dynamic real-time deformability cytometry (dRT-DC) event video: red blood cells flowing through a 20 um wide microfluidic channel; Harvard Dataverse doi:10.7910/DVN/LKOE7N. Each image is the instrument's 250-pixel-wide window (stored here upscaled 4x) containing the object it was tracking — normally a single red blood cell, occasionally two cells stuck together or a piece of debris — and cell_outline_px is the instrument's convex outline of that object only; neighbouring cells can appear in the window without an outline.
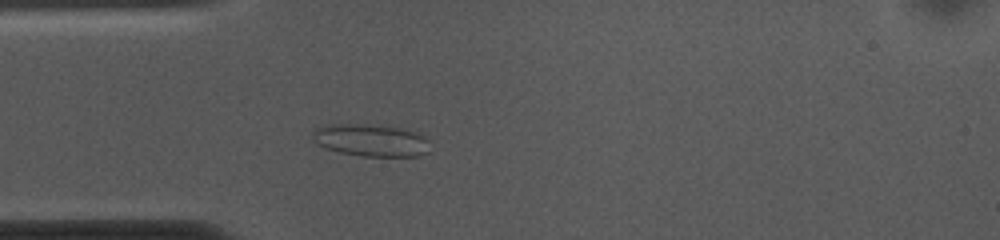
{"species": "common noctule bat (a hibernating species)", "species_latin": "Nyctalus noctula", "temperature_condition": "cold", "stored_images_in_passage": 52, "camera_frame_rate_fps": 3000, "um_per_image_px": 0.085, "animal": {"sex": "female", "body_mass_g": 10.0, "forearm_length_mm": 53.1}, "frame": {"image": 1, "passage_image": 13, "time_ms": 4.0, "image_size_px": [1000, 240], "cell_outline_px": [[428, 152], [420, 156], [360, 156], [340, 152], [324, 148], [316, 144], [312, 140], [312, 132], [316, 128], [324, 124], [360, 124], [400, 128], [416, 132], [428, 140]], "centroid_in_image_um": [31.46, 11.93], "position_along_channel_um": 53.5, "area_um2": 22.14}}
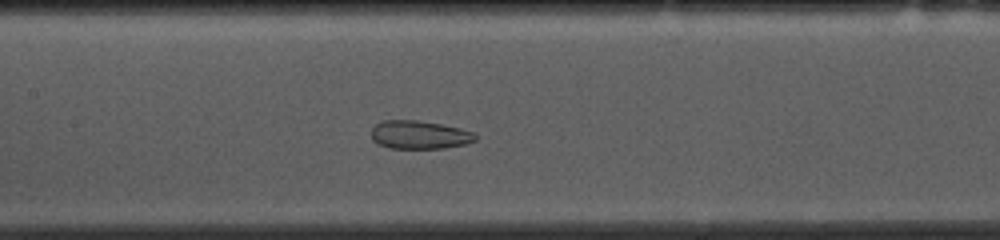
{"frame": {"image": 2, "passage_image": 23, "time_ms": 7.333, "image_size_px": [1000, 240], "cell_outline_px": [[476, 140], [464, 144], [444, 148], [388, 148], [372, 140], [372, 128], [376, 124], [384, 120], [416, 120], [440, 124], [460, 128], [472, 132], [476, 136]], "centroid_in_image_um": [35.63, 11.46], "position_along_channel_um": 171.8, "area_um2": 16.99}}
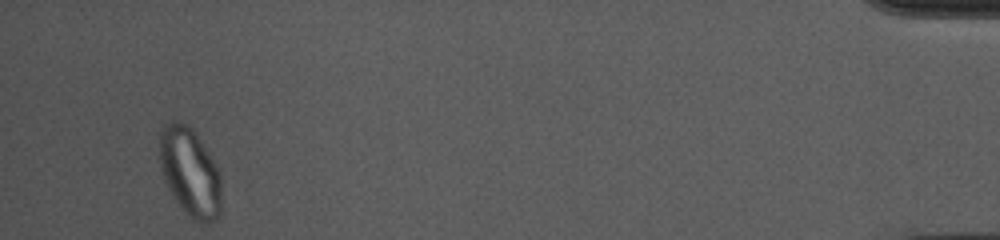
{"frame": {"image": 3, "passage_image": 50, "time_ms": 16.333, "image_size_px": [1000, 240], "cell_outline_px": [[220, 216], [216, 220], [208, 224], [200, 224], [192, 220], [176, 200], [164, 180], [160, 164], [160, 132], [164, 124], [172, 120], [180, 120], [188, 124], [196, 132], [220, 172]], "centroid_in_image_um": [16.16, 14.62], "position_along_channel_um": 419.0, "area_um2": 32.14}}